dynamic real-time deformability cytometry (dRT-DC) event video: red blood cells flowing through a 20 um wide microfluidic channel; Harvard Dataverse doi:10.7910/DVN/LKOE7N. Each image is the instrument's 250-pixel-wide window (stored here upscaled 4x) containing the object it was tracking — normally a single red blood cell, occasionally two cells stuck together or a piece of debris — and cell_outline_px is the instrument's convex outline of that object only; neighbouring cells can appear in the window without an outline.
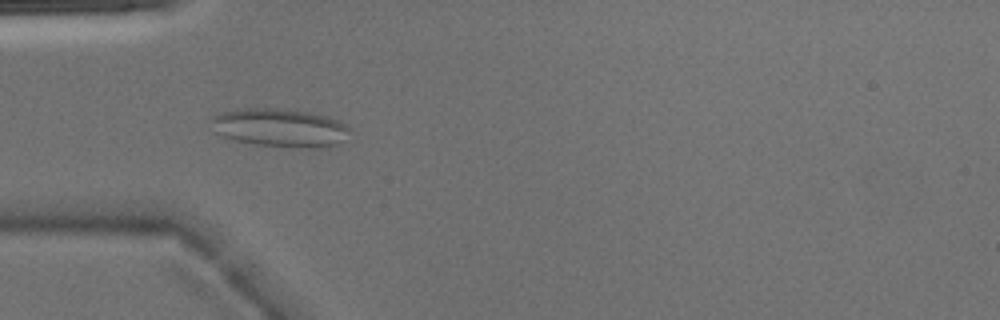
{"species": "Egyptian fruit bat (a non-hibernating species)", "species_latin": "Rousettus aegyptiacus", "temperature_condition": "warm", "stored_images_in_passage": 49, "camera_frame_rate_fps": 3000, "um_per_image_px": 0.085, "animal": {"sex": "male"}, "frame": {"image": 1, "passage_image": 15, "time_ms": 4.667, "image_size_px": [1000, 320], "cell_outline_px": [[352, 128], [344, 140], [328, 148], [308, 148], [260, 144], [236, 140], [224, 136], [216, 132], [212, 120], [220, 112], [248, 108], [280, 108], [312, 112], [328, 116], [348, 124]], "centroid_in_image_um": [23.92, 10.84], "position_along_channel_um": 61.1, "area_um2": 30.87}}